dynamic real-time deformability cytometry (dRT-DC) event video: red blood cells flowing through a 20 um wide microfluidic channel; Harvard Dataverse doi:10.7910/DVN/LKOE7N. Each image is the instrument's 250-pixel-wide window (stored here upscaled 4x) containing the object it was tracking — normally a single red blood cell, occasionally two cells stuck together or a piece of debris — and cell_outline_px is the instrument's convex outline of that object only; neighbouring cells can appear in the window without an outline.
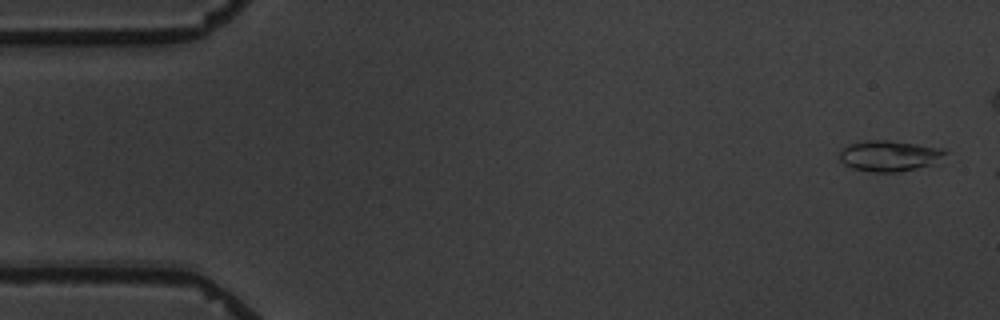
{"species": "common noctule bat (a hibernating species)", "species_latin": "Nyctalus noctula", "temperature_condition": "warm", "stored_images_in_passage": 5, "camera_frame_rate_fps": 3000, "um_per_image_px": 0.085, "animal": {"sex": "male", "body_mass_g": 19.5, "forearm_length_mm": 54.6}, "frame": {"image": 1, "passage_image": 1, "time_ms": 0.0, "image_size_px": [1000, 320], "cell_outline_px": [[948, 152], [932, 164], [916, 168], [896, 172], [872, 172], [852, 168], [844, 164], [840, 160], [840, 148], [852, 144], [868, 140], [888, 140], [944, 148]], "centroid_in_image_um": [75.57, 13.24], "position_along_channel_um": 9.4, "area_um2": 18.79}}